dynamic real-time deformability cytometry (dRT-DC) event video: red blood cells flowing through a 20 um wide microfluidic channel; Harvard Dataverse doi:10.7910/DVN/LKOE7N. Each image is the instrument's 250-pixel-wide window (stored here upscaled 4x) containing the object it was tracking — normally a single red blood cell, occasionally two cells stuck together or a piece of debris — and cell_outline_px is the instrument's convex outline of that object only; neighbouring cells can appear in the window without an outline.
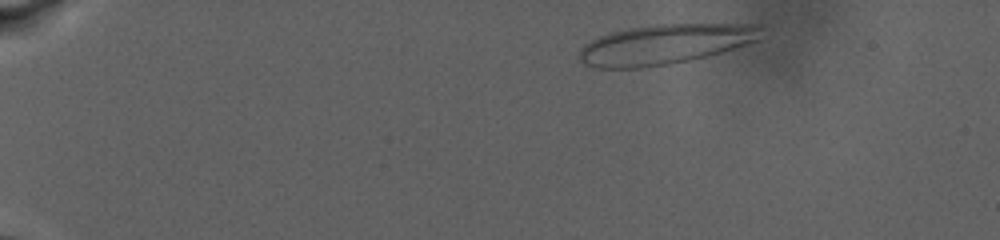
{"species": "human", "species_latin": "Homo sapiens", "temperature_condition": "warm", "stored_images_in_passage": 97, "camera_frame_rate_fps": 3000, "um_per_image_px": 0.085, "donor": {"sex": "male"}, "frame": {"image": 1, "passage_image": 9, "time_ms": 2.0, "image_size_px": [1000, 240], "cell_outline_px": [[764, 28], [760, 40], [708, 56], [668, 64], [644, 68], [596, 68], [584, 64], [576, 56], [580, 48], [584, 44], [608, 32], [628, 28], [656, 24], [760, 24]], "centroid_in_image_um": [56.51, 3.76], "position_along_channel_um": 28.5, "area_um2": 42.77}}
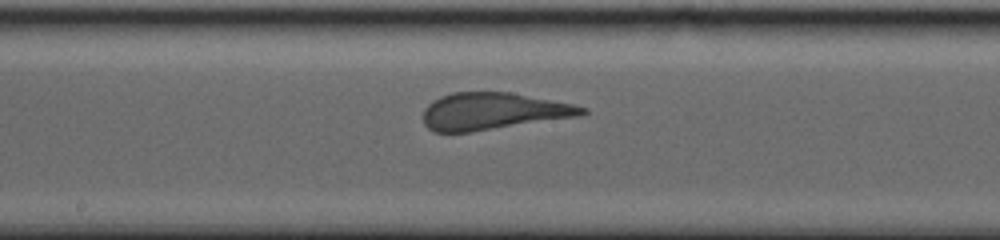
{"frame": {"image": 2, "passage_image": 62, "time_ms": 14.333, "image_size_px": [1000, 240], "cell_outline_px": [[588, 112], [580, 116], [468, 132], [436, 132], [428, 128], [424, 124], [424, 108], [432, 100], [440, 96], [452, 92], [508, 92], [572, 104], [588, 108]], "centroid_in_image_um": [41.88, 9.45], "position_along_channel_um": 206.3, "area_um2": 33.99}}
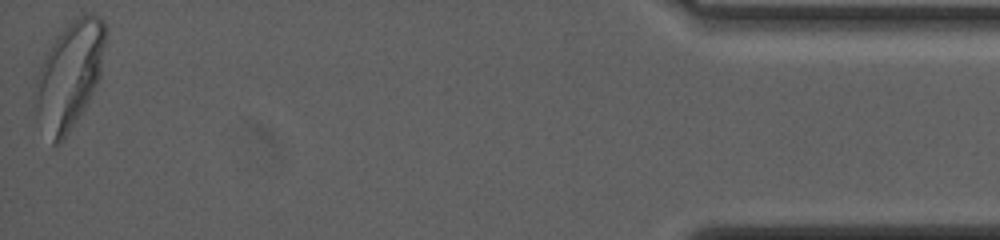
{"frame": {"image": 3, "passage_image": 97, "time_ms": 26.667, "image_size_px": [1000, 240], "cell_outline_px": [[108, 32], [100, 76], [84, 108], [64, 140], [60, 144], [52, 144], [36, 116], [32, 100], [32, 92], [36, 76], [52, 44], [64, 28], [76, 16], [88, 12], [92, 12], [100, 16], [104, 20]], "centroid_in_image_um": [5.9, 6.37], "position_along_channel_um": 429.3, "area_um2": 44.22}}